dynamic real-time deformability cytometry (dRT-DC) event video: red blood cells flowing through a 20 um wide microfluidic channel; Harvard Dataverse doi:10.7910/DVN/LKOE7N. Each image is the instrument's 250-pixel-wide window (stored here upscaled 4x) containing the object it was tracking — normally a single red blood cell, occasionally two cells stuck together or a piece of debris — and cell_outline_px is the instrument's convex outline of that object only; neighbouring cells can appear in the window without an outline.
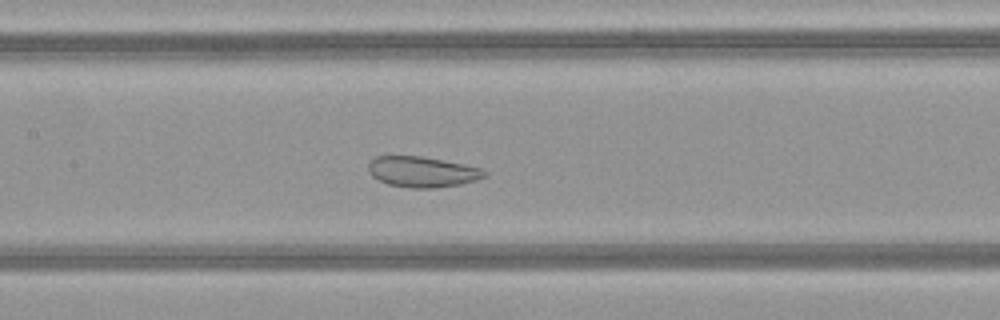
{"species": "common noctule bat (a hibernating species)", "species_latin": "Nyctalus noctula", "temperature_condition": "warm", "stored_images_in_passage": 50, "camera_frame_rate_fps": 3000, "um_per_image_px": 0.085, "animal": {"sex": "female", "body_mass_g": 21.9}, "frame": {"image": 1, "passage_image": 24, "time_ms": 7.667, "image_size_px": [1000, 320], "cell_outline_px": [[488, 176], [476, 180], [460, 184], [436, 188], [412, 188], [388, 184], [372, 176], [368, 172], [368, 164], [376, 156], [424, 156], [484, 168], [488, 172]], "centroid_in_image_um": [35.94, 14.6], "position_along_channel_um": 171.5, "area_um2": 20.92}}
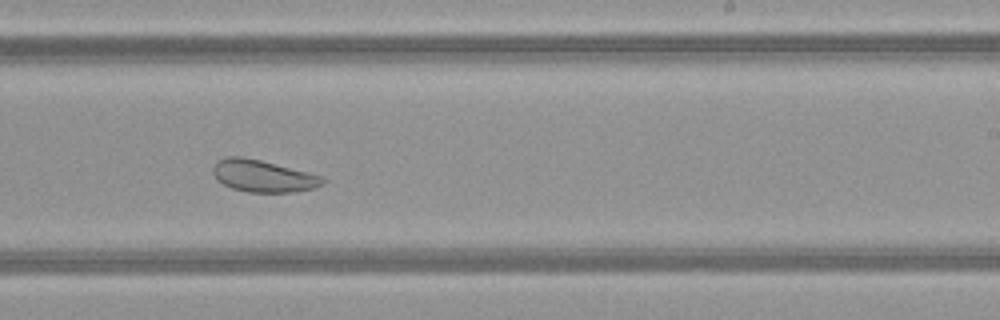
{"frame": {"image": 2, "passage_image": 31, "time_ms": 10.0, "image_size_px": [1000, 320], "cell_outline_px": [[328, 180], [324, 184], [316, 188], [296, 192], [248, 192], [232, 188], [216, 180], [212, 172], [212, 168], [220, 160], [228, 156], [240, 156], [260, 160], [324, 176]], "centroid_in_image_um": [22.42, 14.97], "position_along_channel_um": 266.6, "area_um2": 20.58}}
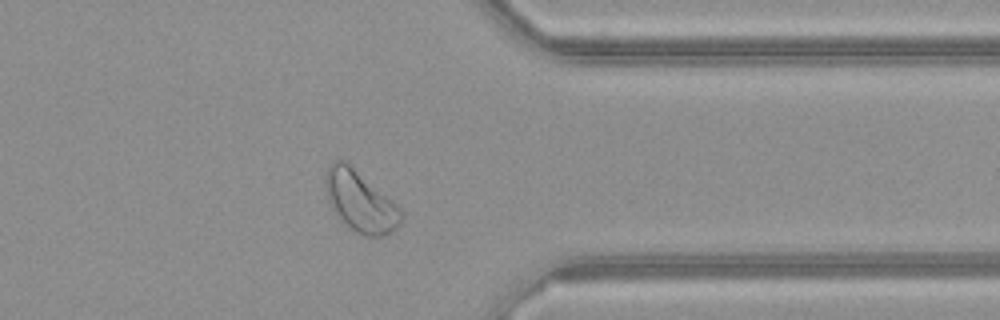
{"frame": {"image": 3, "passage_image": 40, "time_ms": 13.0, "image_size_px": [1000, 320], "cell_outline_px": [[404, 220], [392, 232], [384, 236], [364, 236], [348, 228], [336, 216], [328, 200], [324, 184], [324, 176], [328, 164], [332, 160], [344, 160], [392, 200], [404, 212]], "centroid_in_image_um": [30.61, 17.14], "position_along_channel_um": 380.8, "area_um2": 27.11}, "authors_computed_cell_mechanics": {"area_um2": 28.9, "velocity_mm_per_s": 4.0928, "shape_relaxation_time_tau1_ms": null, "shape_relaxation_time_tau2_ms": 7.0052, "deformation_change_tau1": null, "deformation_change_tau2": 0.1285}}